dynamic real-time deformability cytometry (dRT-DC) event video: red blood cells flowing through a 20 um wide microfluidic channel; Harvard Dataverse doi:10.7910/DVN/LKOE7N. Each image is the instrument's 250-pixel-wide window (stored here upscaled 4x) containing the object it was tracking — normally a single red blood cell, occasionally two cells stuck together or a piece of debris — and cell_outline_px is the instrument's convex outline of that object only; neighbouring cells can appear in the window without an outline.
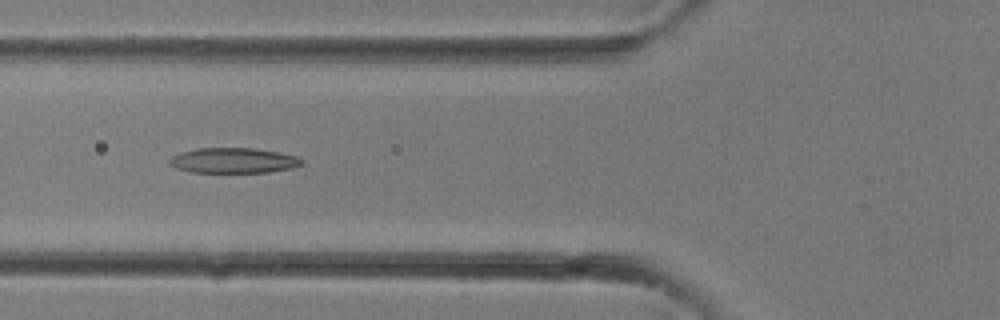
{"species": "common noctule bat (a hibernating species)", "species_latin": "Nyctalus noctula", "temperature_condition": "room temperature", "stored_images_in_passage": 27, "camera_frame_rate_fps": 3000, "um_per_image_px": 0.085, "animal": {"sex": "female"}, "frame": {"image": 1, "passage_image": 7, "time_ms": 2.0, "image_size_px": [1000, 320], "cell_outline_px": [[304, 164], [292, 168], [268, 172], [188, 172], [176, 168], [168, 164], [168, 160], [172, 156], [180, 152], [200, 148], [252, 148], [276, 152], [296, 156], [304, 160]], "centroid_in_image_um": [19.82, 13.65], "position_along_channel_um": 106.0, "area_um2": 19.48}}
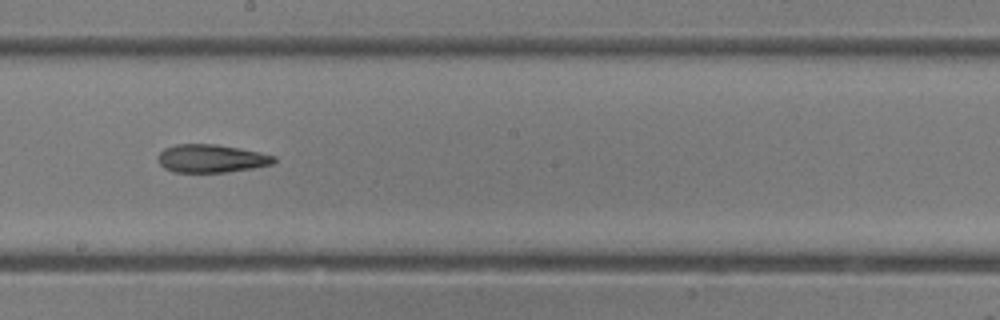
{"frame": {"image": 2, "passage_image": 13, "time_ms": 4.0, "image_size_px": [1000, 320], "cell_outline_px": [[276, 160], [272, 164], [252, 168], [228, 172], [172, 172], [164, 168], [160, 164], [160, 152], [164, 148], [176, 144], [216, 144], [240, 148], [260, 152], [276, 156]], "centroid_in_image_um": [17.98, 13.47], "position_along_channel_um": 230.2, "area_um2": 18.96}}
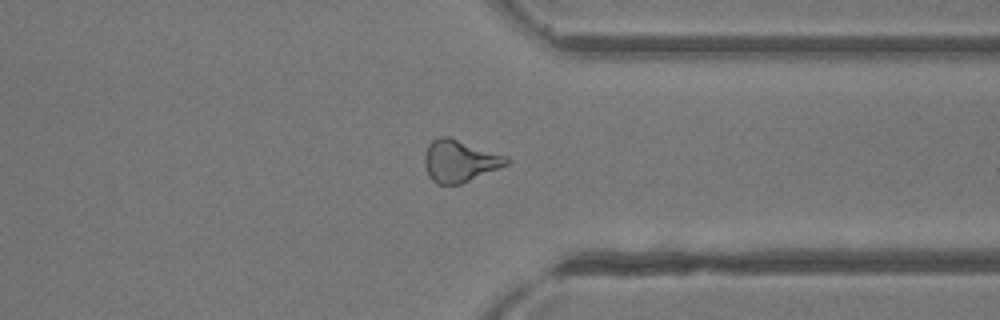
{"frame": {"image": 3, "passage_image": 20, "time_ms": 6.333, "image_size_px": [1000, 320], "cell_outline_px": [[508, 164], [500, 168], [460, 184], [436, 184], [432, 180], [424, 164], [424, 156], [428, 144], [432, 140], [440, 136], [448, 136], [508, 156]], "centroid_in_image_um": [39.07, 13.67], "position_along_channel_um": 372.3, "area_um2": 20.0}}